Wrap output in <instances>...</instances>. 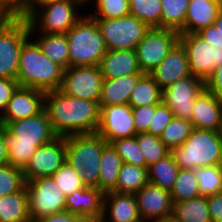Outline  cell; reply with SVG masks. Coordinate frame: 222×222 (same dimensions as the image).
I'll use <instances>...</instances> for the list:
<instances>
[{
    "instance_id": "6da1fadb",
    "label": "cell",
    "mask_w": 222,
    "mask_h": 222,
    "mask_svg": "<svg viewBox=\"0 0 222 222\" xmlns=\"http://www.w3.org/2000/svg\"><path fill=\"white\" fill-rule=\"evenodd\" d=\"M57 136L96 133L100 123L98 102L71 97L60 90L45 96V108Z\"/></svg>"
},
{
    "instance_id": "7a4b0ae2",
    "label": "cell",
    "mask_w": 222,
    "mask_h": 222,
    "mask_svg": "<svg viewBox=\"0 0 222 222\" xmlns=\"http://www.w3.org/2000/svg\"><path fill=\"white\" fill-rule=\"evenodd\" d=\"M63 71L42 52L31 37L23 44L16 78L19 86L30 87L46 93L59 90Z\"/></svg>"
},
{
    "instance_id": "3957f363",
    "label": "cell",
    "mask_w": 222,
    "mask_h": 222,
    "mask_svg": "<svg viewBox=\"0 0 222 222\" xmlns=\"http://www.w3.org/2000/svg\"><path fill=\"white\" fill-rule=\"evenodd\" d=\"M180 169L222 165V132L193 128L185 142L170 150Z\"/></svg>"
},
{
    "instance_id": "277c9868",
    "label": "cell",
    "mask_w": 222,
    "mask_h": 222,
    "mask_svg": "<svg viewBox=\"0 0 222 222\" xmlns=\"http://www.w3.org/2000/svg\"><path fill=\"white\" fill-rule=\"evenodd\" d=\"M107 142L96 132L65 136L66 161L86 187L98 188L100 162Z\"/></svg>"
},
{
    "instance_id": "5b68a950",
    "label": "cell",
    "mask_w": 222,
    "mask_h": 222,
    "mask_svg": "<svg viewBox=\"0 0 222 222\" xmlns=\"http://www.w3.org/2000/svg\"><path fill=\"white\" fill-rule=\"evenodd\" d=\"M70 67L98 66L107 52L96 21L84 14L66 33Z\"/></svg>"
},
{
    "instance_id": "8992f818",
    "label": "cell",
    "mask_w": 222,
    "mask_h": 222,
    "mask_svg": "<svg viewBox=\"0 0 222 222\" xmlns=\"http://www.w3.org/2000/svg\"><path fill=\"white\" fill-rule=\"evenodd\" d=\"M79 0H55L36 10L27 20L30 33L65 34L86 13Z\"/></svg>"
},
{
    "instance_id": "52a82bcc",
    "label": "cell",
    "mask_w": 222,
    "mask_h": 222,
    "mask_svg": "<svg viewBox=\"0 0 222 222\" xmlns=\"http://www.w3.org/2000/svg\"><path fill=\"white\" fill-rule=\"evenodd\" d=\"M29 38L28 20L5 18L0 23V77L17 78L20 51Z\"/></svg>"
},
{
    "instance_id": "ba28073f",
    "label": "cell",
    "mask_w": 222,
    "mask_h": 222,
    "mask_svg": "<svg viewBox=\"0 0 222 222\" xmlns=\"http://www.w3.org/2000/svg\"><path fill=\"white\" fill-rule=\"evenodd\" d=\"M94 20L104 38L107 50H135L150 29L143 21L132 15Z\"/></svg>"
},
{
    "instance_id": "9c48e42d",
    "label": "cell",
    "mask_w": 222,
    "mask_h": 222,
    "mask_svg": "<svg viewBox=\"0 0 222 222\" xmlns=\"http://www.w3.org/2000/svg\"><path fill=\"white\" fill-rule=\"evenodd\" d=\"M31 220L66 211V195L49 176L26 183Z\"/></svg>"
},
{
    "instance_id": "30bf717a",
    "label": "cell",
    "mask_w": 222,
    "mask_h": 222,
    "mask_svg": "<svg viewBox=\"0 0 222 222\" xmlns=\"http://www.w3.org/2000/svg\"><path fill=\"white\" fill-rule=\"evenodd\" d=\"M179 42L186 50L190 74L204 82L222 65V47L211 46L197 33H180Z\"/></svg>"
},
{
    "instance_id": "8fae6325",
    "label": "cell",
    "mask_w": 222,
    "mask_h": 222,
    "mask_svg": "<svg viewBox=\"0 0 222 222\" xmlns=\"http://www.w3.org/2000/svg\"><path fill=\"white\" fill-rule=\"evenodd\" d=\"M180 33L168 28H150L136 47L138 64L150 74L179 42Z\"/></svg>"
},
{
    "instance_id": "7c38bea8",
    "label": "cell",
    "mask_w": 222,
    "mask_h": 222,
    "mask_svg": "<svg viewBox=\"0 0 222 222\" xmlns=\"http://www.w3.org/2000/svg\"><path fill=\"white\" fill-rule=\"evenodd\" d=\"M2 135L4 142L35 143L37 147L57 137L45 110L30 118L7 122L2 125Z\"/></svg>"
},
{
    "instance_id": "4fadbf2b",
    "label": "cell",
    "mask_w": 222,
    "mask_h": 222,
    "mask_svg": "<svg viewBox=\"0 0 222 222\" xmlns=\"http://www.w3.org/2000/svg\"><path fill=\"white\" fill-rule=\"evenodd\" d=\"M103 80L99 66L69 67L63 71L59 90L71 97L99 103Z\"/></svg>"
},
{
    "instance_id": "5bb4252c",
    "label": "cell",
    "mask_w": 222,
    "mask_h": 222,
    "mask_svg": "<svg viewBox=\"0 0 222 222\" xmlns=\"http://www.w3.org/2000/svg\"><path fill=\"white\" fill-rule=\"evenodd\" d=\"M66 161L65 137L57 136L36 149L35 154L22 169L25 182L38 177L52 176Z\"/></svg>"
},
{
    "instance_id": "9a60e30c",
    "label": "cell",
    "mask_w": 222,
    "mask_h": 222,
    "mask_svg": "<svg viewBox=\"0 0 222 222\" xmlns=\"http://www.w3.org/2000/svg\"><path fill=\"white\" fill-rule=\"evenodd\" d=\"M204 88L202 79L189 75L162 90V102L169 107L174 117L190 121L194 101Z\"/></svg>"
},
{
    "instance_id": "2e32d148",
    "label": "cell",
    "mask_w": 222,
    "mask_h": 222,
    "mask_svg": "<svg viewBox=\"0 0 222 222\" xmlns=\"http://www.w3.org/2000/svg\"><path fill=\"white\" fill-rule=\"evenodd\" d=\"M97 133L107 142L135 137L136 130L129 104L102 106Z\"/></svg>"
},
{
    "instance_id": "e0dca14e",
    "label": "cell",
    "mask_w": 222,
    "mask_h": 222,
    "mask_svg": "<svg viewBox=\"0 0 222 222\" xmlns=\"http://www.w3.org/2000/svg\"><path fill=\"white\" fill-rule=\"evenodd\" d=\"M134 195L143 222L172 218L174 203L170 191L149 182Z\"/></svg>"
},
{
    "instance_id": "ac0fdd59",
    "label": "cell",
    "mask_w": 222,
    "mask_h": 222,
    "mask_svg": "<svg viewBox=\"0 0 222 222\" xmlns=\"http://www.w3.org/2000/svg\"><path fill=\"white\" fill-rule=\"evenodd\" d=\"M45 96L46 92L18 86L13 92L4 113L0 116V125L40 114L45 108Z\"/></svg>"
},
{
    "instance_id": "d6986e66",
    "label": "cell",
    "mask_w": 222,
    "mask_h": 222,
    "mask_svg": "<svg viewBox=\"0 0 222 222\" xmlns=\"http://www.w3.org/2000/svg\"><path fill=\"white\" fill-rule=\"evenodd\" d=\"M190 122L196 129L222 132V102L204 88L194 101Z\"/></svg>"
},
{
    "instance_id": "ffe728a7",
    "label": "cell",
    "mask_w": 222,
    "mask_h": 222,
    "mask_svg": "<svg viewBox=\"0 0 222 222\" xmlns=\"http://www.w3.org/2000/svg\"><path fill=\"white\" fill-rule=\"evenodd\" d=\"M161 90L191 75L185 48L178 42L161 63L150 73Z\"/></svg>"
},
{
    "instance_id": "44dd1931",
    "label": "cell",
    "mask_w": 222,
    "mask_h": 222,
    "mask_svg": "<svg viewBox=\"0 0 222 222\" xmlns=\"http://www.w3.org/2000/svg\"><path fill=\"white\" fill-rule=\"evenodd\" d=\"M98 222H143L135 195L104 193L102 218Z\"/></svg>"
},
{
    "instance_id": "7402d4cb",
    "label": "cell",
    "mask_w": 222,
    "mask_h": 222,
    "mask_svg": "<svg viewBox=\"0 0 222 222\" xmlns=\"http://www.w3.org/2000/svg\"><path fill=\"white\" fill-rule=\"evenodd\" d=\"M103 199L104 193L99 188L85 186L66 196V211L99 221L103 213Z\"/></svg>"
},
{
    "instance_id": "603a6c76",
    "label": "cell",
    "mask_w": 222,
    "mask_h": 222,
    "mask_svg": "<svg viewBox=\"0 0 222 222\" xmlns=\"http://www.w3.org/2000/svg\"><path fill=\"white\" fill-rule=\"evenodd\" d=\"M104 79H115L130 74H144L139 67L136 50H107L99 63Z\"/></svg>"
},
{
    "instance_id": "cb8c5ba5",
    "label": "cell",
    "mask_w": 222,
    "mask_h": 222,
    "mask_svg": "<svg viewBox=\"0 0 222 222\" xmlns=\"http://www.w3.org/2000/svg\"><path fill=\"white\" fill-rule=\"evenodd\" d=\"M143 74H130L115 79H104L99 100L100 108L107 105L129 104V98Z\"/></svg>"
},
{
    "instance_id": "d4e9b609",
    "label": "cell",
    "mask_w": 222,
    "mask_h": 222,
    "mask_svg": "<svg viewBox=\"0 0 222 222\" xmlns=\"http://www.w3.org/2000/svg\"><path fill=\"white\" fill-rule=\"evenodd\" d=\"M220 11L215 0H190L185 25L179 33H196L212 25Z\"/></svg>"
},
{
    "instance_id": "484cf974",
    "label": "cell",
    "mask_w": 222,
    "mask_h": 222,
    "mask_svg": "<svg viewBox=\"0 0 222 222\" xmlns=\"http://www.w3.org/2000/svg\"><path fill=\"white\" fill-rule=\"evenodd\" d=\"M42 52L63 70L70 67L69 48L66 34L30 33Z\"/></svg>"
},
{
    "instance_id": "4316f807",
    "label": "cell",
    "mask_w": 222,
    "mask_h": 222,
    "mask_svg": "<svg viewBox=\"0 0 222 222\" xmlns=\"http://www.w3.org/2000/svg\"><path fill=\"white\" fill-rule=\"evenodd\" d=\"M26 186L16 193L0 197V222H31Z\"/></svg>"
},
{
    "instance_id": "83f0119b",
    "label": "cell",
    "mask_w": 222,
    "mask_h": 222,
    "mask_svg": "<svg viewBox=\"0 0 222 222\" xmlns=\"http://www.w3.org/2000/svg\"><path fill=\"white\" fill-rule=\"evenodd\" d=\"M123 164L122 158L116 153L110 143L104 146L101 162L98 188L103 192H111L114 190L119 171Z\"/></svg>"
},
{
    "instance_id": "f1b7e54d",
    "label": "cell",
    "mask_w": 222,
    "mask_h": 222,
    "mask_svg": "<svg viewBox=\"0 0 222 222\" xmlns=\"http://www.w3.org/2000/svg\"><path fill=\"white\" fill-rule=\"evenodd\" d=\"M172 218L176 222H212L207 197H196L174 203Z\"/></svg>"
},
{
    "instance_id": "f546056e",
    "label": "cell",
    "mask_w": 222,
    "mask_h": 222,
    "mask_svg": "<svg viewBox=\"0 0 222 222\" xmlns=\"http://www.w3.org/2000/svg\"><path fill=\"white\" fill-rule=\"evenodd\" d=\"M162 102V90L153 76L144 73L138 80L129 98L131 107L158 105Z\"/></svg>"
},
{
    "instance_id": "4dcf8cb0",
    "label": "cell",
    "mask_w": 222,
    "mask_h": 222,
    "mask_svg": "<svg viewBox=\"0 0 222 222\" xmlns=\"http://www.w3.org/2000/svg\"><path fill=\"white\" fill-rule=\"evenodd\" d=\"M148 183V168L123 163L113 192L135 194Z\"/></svg>"
},
{
    "instance_id": "1f68e13d",
    "label": "cell",
    "mask_w": 222,
    "mask_h": 222,
    "mask_svg": "<svg viewBox=\"0 0 222 222\" xmlns=\"http://www.w3.org/2000/svg\"><path fill=\"white\" fill-rule=\"evenodd\" d=\"M180 171L171 154L148 167V181L171 191Z\"/></svg>"
},
{
    "instance_id": "d6a6232c",
    "label": "cell",
    "mask_w": 222,
    "mask_h": 222,
    "mask_svg": "<svg viewBox=\"0 0 222 222\" xmlns=\"http://www.w3.org/2000/svg\"><path fill=\"white\" fill-rule=\"evenodd\" d=\"M190 0H161V28L180 32L185 25Z\"/></svg>"
},
{
    "instance_id": "836d02e7",
    "label": "cell",
    "mask_w": 222,
    "mask_h": 222,
    "mask_svg": "<svg viewBox=\"0 0 222 222\" xmlns=\"http://www.w3.org/2000/svg\"><path fill=\"white\" fill-rule=\"evenodd\" d=\"M88 6L92 10L86 7V14L93 19H115L130 15L129 0H92Z\"/></svg>"
},
{
    "instance_id": "e575fe53",
    "label": "cell",
    "mask_w": 222,
    "mask_h": 222,
    "mask_svg": "<svg viewBox=\"0 0 222 222\" xmlns=\"http://www.w3.org/2000/svg\"><path fill=\"white\" fill-rule=\"evenodd\" d=\"M130 15L143 21L149 28H161V0H129Z\"/></svg>"
},
{
    "instance_id": "d590c367",
    "label": "cell",
    "mask_w": 222,
    "mask_h": 222,
    "mask_svg": "<svg viewBox=\"0 0 222 222\" xmlns=\"http://www.w3.org/2000/svg\"><path fill=\"white\" fill-rule=\"evenodd\" d=\"M198 180L194 169H180L170 191L173 203L199 197Z\"/></svg>"
},
{
    "instance_id": "8d00e7d4",
    "label": "cell",
    "mask_w": 222,
    "mask_h": 222,
    "mask_svg": "<svg viewBox=\"0 0 222 222\" xmlns=\"http://www.w3.org/2000/svg\"><path fill=\"white\" fill-rule=\"evenodd\" d=\"M195 174L199 196L209 197L222 192V165L198 168Z\"/></svg>"
},
{
    "instance_id": "74e56055",
    "label": "cell",
    "mask_w": 222,
    "mask_h": 222,
    "mask_svg": "<svg viewBox=\"0 0 222 222\" xmlns=\"http://www.w3.org/2000/svg\"><path fill=\"white\" fill-rule=\"evenodd\" d=\"M138 146L146 161V168L170 154V149L160 140V137L147 132L135 135Z\"/></svg>"
},
{
    "instance_id": "f35d334b",
    "label": "cell",
    "mask_w": 222,
    "mask_h": 222,
    "mask_svg": "<svg viewBox=\"0 0 222 222\" xmlns=\"http://www.w3.org/2000/svg\"><path fill=\"white\" fill-rule=\"evenodd\" d=\"M192 123L183 118L174 117L163 130L160 140L171 150L181 146L190 136Z\"/></svg>"
},
{
    "instance_id": "ab89813d",
    "label": "cell",
    "mask_w": 222,
    "mask_h": 222,
    "mask_svg": "<svg viewBox=\"0 0 222 222\" xmlns=\"http://www.w3.org/2000/svg\"><path fill=\"white\" fill-rule=\"evenodd\" d=\"M25 185L22 168L10 163L0 166V197L21 191Z\"/></svg>"
},
{
    "instance_id": "60d3db41",
    "label": "cell",
    "mask_w": 222,
    "mask_h": 222,
    "mask_svg": "<svg viewBox=\"0 0 222 222\" xmlns=\"http://www.w3.org/2000/svg\"><path fill=\"white\" fill-rule=\"evenodd\" d=\"M110 144L122 158L123 163L146 168V161L141 148L138 146L136 137L118 139L110 142Z\"/></svg>"
},
{
    "instance_id": "b9f144b4",
    "label": "cell",
    "mask_w": 222,
    "mask_h": 222,
    "mask_svg": "<svg viewBox=\"0 0 222 222\" xmlns=\"http://www.w3.org/2000/svg\"><path fill=\"white\" fill-rule=\"evenodd\" d=\"M51 177L66 196L85 187L79 173L67 161Z\"/></svg>"
},
{
    "instance_id": "7bdbcfd3",
    "label": "cell",
    "mask_w": 222,
    "mask_h": 222,
    "mask_svg": "<svg viewBox=\"0 0 222 222\" xmlns=\"http://www.w3.org/2000/svg\"><path fill=\"white\" fill-rule=\"evenodd\" d=\"M8 153L9 163L24 168L38 148L35 143L4 142Z\"/></svg>"
},
{
    "instance_id": "ee69618b",
    "label": "cell",
    "mask_w": 222,
    "mask_h": 222,
    "mask_svg": "<svg viewBox=\"0 0 222 222\" xmlns=\"http://www.w3.org/2000/svg\"><path fill=\"white\" fill-rule=\"evenodd\" d=\"M174 118L173 112L163 102L156 105L154 116L152 117L148 132L154 136L160 137L163 130Z\"/></svg>"
},
{
    "instance_id": "f6af8a7d",
    "label": "cell",
    "mask_w": 222,
    "mask_h": 222,
    "mask_svg": "<svg viewBox=\"0 0 222 222\" xmlns=\"http://www.w3.org/2000/svg\"><path fill=\"white\" fill-rule=\"evenodd\" d=\"M156 105L132 107V114L136 133L148 132Z\"/></svg>"
},
{
    "instance_id": "bcb514c9",
    "label": "cell",
    "mask_w": 222,
    "mask_h": 222,
    "mask_svg": "<svg viewBox=\"0 0 222 222\" xmlns=\"http://www.w3.org/2000/svg\"><path fill=\"white\" fill-rule=\"evenodd\" d=\"M26 0H0V12L6 18L25 19Z\"/></svg>"
},
{
    "instance_id": "7dc6e473",
    "label": "cell",
    "mask_w": 222,
    "mask_h": 222,
    "mask_svg": "<svg viewBox=\"0 0 222 222\" xmlns=\"http://www.w3.org/2000/svg\"><path fill=\"white\" fill-rule=\"evenodd\" d=\"M18 86L16 79L0 77V116L4 113L13 92Z\"/></svg>"
},
{
    "instance_id": "c3c4849f",
    "label": "cell",
    "mask_w": 222,
    "mask_h": 222,
    "mask_svg": "<svg viewBox=\"0 0 222 222\" xmlns=\"http://www.w3.org/2000/svg\"><path fill=\"white\" fill-rule=\"evenodd\" d=\"M205 88L222 102V65L215 67L212 75L205 82Z\"/></svg>"
},
{
    "instance_id": "681fc988",
    "label": "cell",
    "mask_w": 222,
    "mask_h": 222,
    "mask_svg": "<svg viewBox=\"0 0 222 222\" xmlns=\"http://www.w3.org/2000/svg\"><path fill=\"white\" fill-rule=\"evenodd\" d=\"M196 33L211 46L222 47V33L214 24L204 27Z\"/></svg>"
},
{
    "instance_id": "f907efd6",
    "label": "cell",
    "mask_w": 222,
    "mask_h": 222,
    "mask_svg": "<svg viewBox=\"0 0 222 222\" xmlns=\"http://www.w3.org/2000/svg\"><path fill=\"white\" fill-rule=\"evenodd\" d=\"M207 204L212 222H222V192L207 197Z\"/></svg>"
},
{
    "instance_id": "816d5d0a",
    "label": "cell",
    "mask_w": 222,
    "mask_h": 222,
    "mask_svg": "<svg viewBox=\"0 0 222 222\" xmlns=\"http://www.w3.org/2000/svg\"><path fill=\"white\" fill-rule=\"evenodd\" d=\"M55 0H26L25 19L27 20L40 7L49 4Z\"/></svg>"
},
{
    "instance_id": "f5cc1de1",
    "label": "cell",
    "mask_w": 222,
    "mask_h": 222,
    "mask_svg": "<svg viewBox=\"0 0 222 222\" xmlns=\"http://www.w3.org/2000/svg\"><path fill=\"white\" fill-rule=\"evenodd\" d=\"M32 222H65V211L55 214H50L49 216H44L32 220Z\"/></svg>"
},
{
    "instance_id": "db71d44e",
    "label": "cell",
    "mask_w": 222,
    "mask_h": 222,
    "mask_svg": "<svg viewBox=\"0 0 222 222\" xmlns=\"http://www.w3.org/2000/svg\"><path fill=\"white\" fill-rule=\"evenodd\" d=\"M9 163L7 149L2 135V125H0V166Z\"/></svg>"
},
{
    "instance_id": "11a10c76",
    "label": "cell",
    "mask_w": 222,
    "mask_h": 222,
    "mask_svg": "<svg viewBox=\"0 0 222 222\" xmlns=\"http://www.w3.org/2000/svg\"><path fill=\"white\" fill-rule=\"evenodd\" d=\"M65 222H98L96 219L91 217H78L68 211H65Z\"/></svg>"
},
{
    "instance_id": "9f6ffc18",
    "label": "cell",
    "mask_w": 222,
    "mask_h": 222,
    "mask_svg": "<svg viewBox=\"0 0 222 222\" xmlns=\"http://www.w3.org/2000/svg\"><path fill=\"white\" fill-rule=\"evenodd\" d=\"M216 28L222 33V11H220L213 23Z\"/></svg>"
},
{
    "instance_id": "6f0895ef",
    "label": "cell",
    "mask_w": 222,
    "mask_h": 222,
    "mask_svg": "<svg viewBox=\"0 0 222 222\" xmlns=\"http://www.w3.org/2000/svg\"><path fill=\"white\" fill-rule=\"evenodd\" d=\"M151 222H176L173 218L164 219V220H154Z\"/></svg>"
},
{
    "instance_id": "680465c9",
    "label": "cell",
    "mask_w": 222,
    "mask_h": 222,
    "mask_svg": "<svg viewBox=\"0 0 222 222\" xmlns=\"http://www.w3.org/2000/svg\"><path fill=\"white\" fill-rule=\"evenodd\" d=\"M85 7H88L87 5L92 1V0H79Z\"/></svg>"
},
{
    "instance_id": "91938a15",
    "label": "cell",
    "mask_w": 222,
    "mask_h": 222,
    "mask_svg": "<svg viewBox=\"0 0 222 222\" xmlns=\"http://www.w3.org/2000/svg\"><path fill=\"white\" fill-rule=\"evenodd\" d=\"M218 4L219 9L222 11V0H215Z\"/></svg>"
},
{
    "instance_id": "94428289",
    "label": "cell",
    "mask_w": 222,
    "mask_h": 222,
    "mask_svg": "<svg viewBox=\"0 0 222 222\" xmlns=\"http://www.w3.org/2000/svg\"><path fill=\"white\" fill-rule=\"evenodd\" d=\"M6 17L0 12V23L5 19Z\"/></svg>"
}]
</instances>
